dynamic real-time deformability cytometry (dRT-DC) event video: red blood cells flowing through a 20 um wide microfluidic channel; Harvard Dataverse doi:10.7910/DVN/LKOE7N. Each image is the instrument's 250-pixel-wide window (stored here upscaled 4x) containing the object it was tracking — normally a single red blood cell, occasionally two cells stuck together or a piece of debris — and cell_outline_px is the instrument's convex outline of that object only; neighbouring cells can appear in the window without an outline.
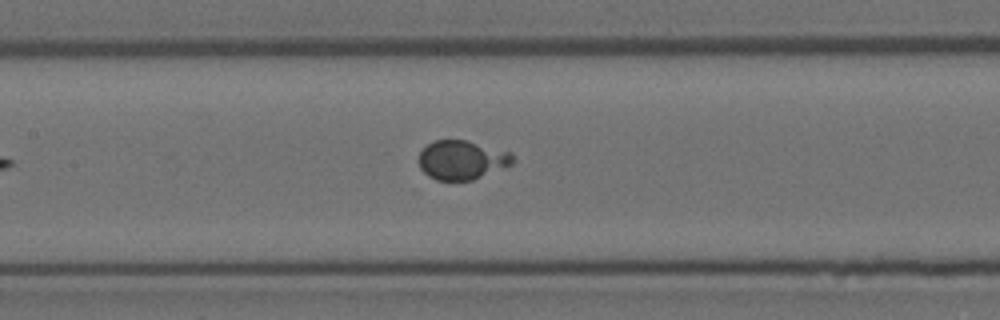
{"species": "Egyptian fruit bat (a non-hibernating species)", "species_latin": "Rousettus aegyptiacus", "temperature_condition": "room temperature", "stored_images_in_passage": 5, "camera_frame_rate_fps": 3000, "um_per_image_px": 0.085, "animal": {"sex": "female"}, "frame": {"image": 1, "passage_image": 5, "time_ms": 4.667, "image_size_px": [1000, 320], "cell_outline_px": [[512, 164], [472, 180], [436, 180], [428, 176], [420, 168], [420, 152], [428, 144], [436, 140], [468, 140], [512, 152]], "centroid_in_image_um": [39.26, 13.59], "position_along_channel_um": 168.1, "area_um2": 21.21}}